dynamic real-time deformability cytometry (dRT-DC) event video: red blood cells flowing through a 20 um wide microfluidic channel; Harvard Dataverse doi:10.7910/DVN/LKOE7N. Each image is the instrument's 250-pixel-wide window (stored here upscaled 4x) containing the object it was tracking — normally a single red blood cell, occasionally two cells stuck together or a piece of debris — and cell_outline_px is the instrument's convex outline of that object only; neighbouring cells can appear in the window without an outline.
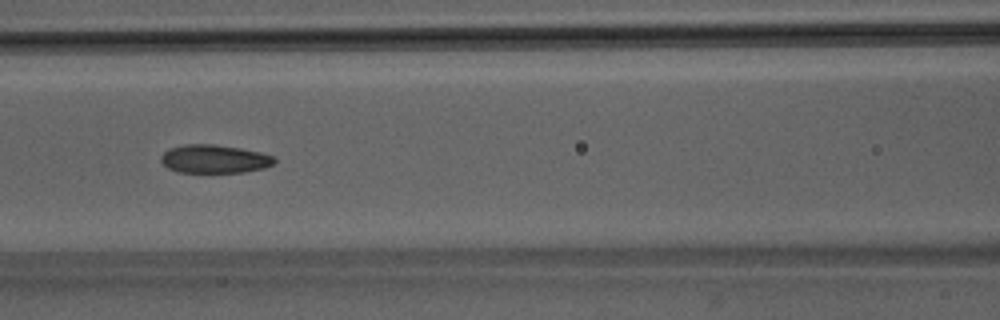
{"species": "Egyptian fruit bat (a non-hibernating species)", "species_latin": "Rousettus aegyptiacus", "temperature_condition": "room temperature", "stored_images_in_passage": 13, "camera_frame_rate_fps": 3000, "um_per_image_px": 0.085, "animal": {"sex": "male"}, "frame": {"image": 1, "passage_image": 7, "time_ms": 2.0, "image_size_px": [1000, 320], "cell_outline_px": [[276, 160], [272, 164], [264, 168], [244, 172], [176, 172], [168, 168], [160, 160], [160, 156], [168, 148], [184, 144], [212, 144], [240, 148], [260, 152], [272, 156]], "centroid_in_image_um": [18.18, 13.51], "position_along_channel_um": 148.4, "area_um2": 18.73}}